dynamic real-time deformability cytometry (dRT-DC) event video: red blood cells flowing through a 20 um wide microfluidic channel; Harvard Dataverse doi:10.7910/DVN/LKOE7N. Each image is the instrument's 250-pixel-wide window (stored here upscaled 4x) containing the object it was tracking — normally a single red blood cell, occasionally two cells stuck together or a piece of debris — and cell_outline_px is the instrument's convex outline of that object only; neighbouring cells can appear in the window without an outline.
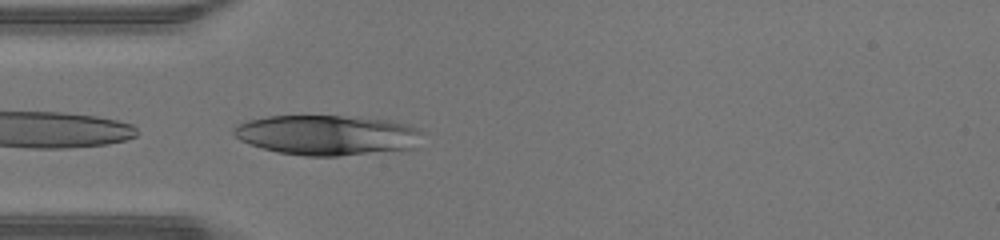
{"species": "human", "species_latin": "Homo sapiens", "temperature_condition": "warm", "stored_images_in_passage": 34, "camera_frame_rate_fps": 3000, "um_per_image_px": 0.085, "donor": {"sex": "male"}, "frame": {"image": 1, "passage_image": 1, "time_ms": 0.0, "image_size_px": [1000, 240], "cell_outline_px": [[420, 132], [416, 148], [400, 152], [336, 156], [308, 156], [280, 152], [264, 148], [240, 140], [232, 132], [232, 128], [236, 124], [248, 120], [268, 116], [340, 116], [388, 120], [408, 124], [416, 128]], "centroid_in_image_um": [27.85, 11.5], "position_along_channel_um": 57.1, "area_um2": 44.27}}
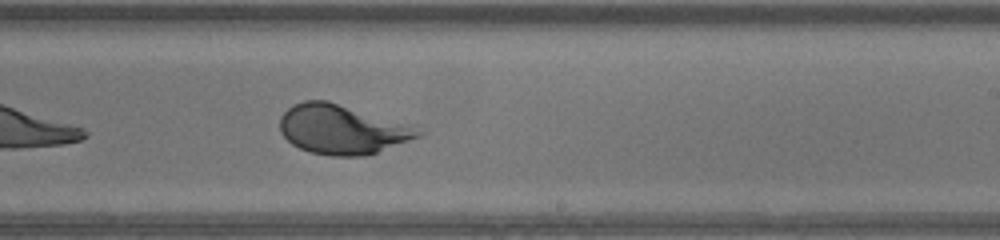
{"frame": {"image": 2, "passage_image": 15, "time_ms": 4.667, "image_size_px": [1000, 240], "cell_outline_px": [[428, 132], [420, 136], [368, 156], [332, 156], [308, 152], [292, 144], [280, 132], [280, 116], [292, 104], [304, 100], [328, 100], [420, 124]], "centroid_in_image_um": [29.22, 10.97], "position_along_channel_um": 259.8, "area_um2": 41.38}}
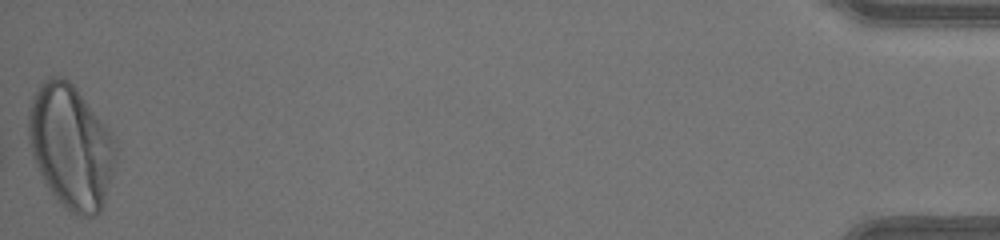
{"frame": {"image": 3, "passage_image": 34, "time_ms": 11.0, "image_size_px": [1000, 240], "cell_outline_px": [[116, 164], [104, 204], [100, 212], [96, 216], [80, 216], [72, 212], [60, 204], [56, 200], [44, 184], [32, 156], [28, 140], [28, 108], [32, 96], [40, 84], [48, 76], [64, 76], [76, 88], [108, 128], [116, 144]], "centroid_in_image_um": [6.01, 12.47], "position_along_channel_um": 429.2, "area_um2": 63.52}, "authors_computed_cell_mechanics": {"area_um2": 43.5523, "velocity_mm_per_s": 4.3535, "shape_relaxation_time_tau1_ms": 3.008, "shape_relaxation_time_tau2_ms": null, "deformation_change_tau1": 0.1982, "deformation_change_tau2": null}}